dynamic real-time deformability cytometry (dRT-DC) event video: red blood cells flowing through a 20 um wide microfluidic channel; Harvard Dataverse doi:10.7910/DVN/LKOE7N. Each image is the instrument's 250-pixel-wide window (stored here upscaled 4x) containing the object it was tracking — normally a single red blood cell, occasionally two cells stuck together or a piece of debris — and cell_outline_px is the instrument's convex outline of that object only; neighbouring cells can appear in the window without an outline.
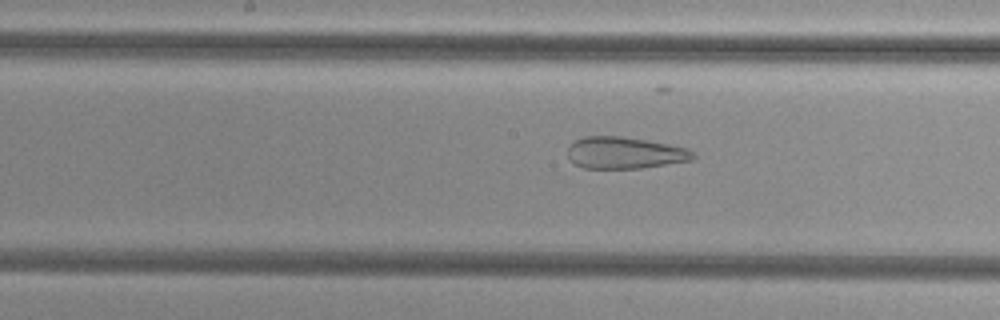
{"species": "common noctule bat (a hibernating species)", "species_latin": "Nyctalus noctula", "temperature_condition": "cold", "stored_images_in_passage": 44, "camera_frame_rate_fps": 3000, "um_per_image_px": 0.085, "animal": {"sex": "female", "body_mass_g": 29.2, "forearm_length_mm": 56.3}, "frame": {"image": 1, "passage_image": 18, "time_ms": 5.667, "image_size_px": [1000, 320], "cell_outline_px": [[696, 156], [692, 160], [640, 168], [584, 168], [572, 164], [568, 160], [568, 148], [576, 140], [584, 136], [624, 136], [648, 140], [688, 148], [696, 152]], "centroid_in_image_um": [53.1, 12.99], "position_along_channel_um": 195.1, "area_um2": 23.41}}
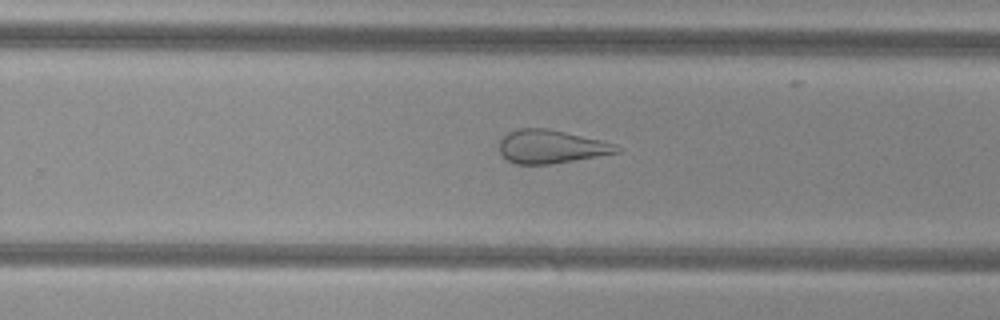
{"frame": {"image": 2, "passage_image": 25, "time_ms": 8.0, "image_size_px": [1000, 320], "cell_outline_px": [[624, 148], [620, 152], [552, 164], [516, 164], [508, 160], [500, 152], [500, 140], [508, 132], [520, 128], [548, 128], [600, 140]], "centroid_in_image_um": [46.84, 12.46], "position_along_channel_um": 283.0, "area_um2": 22.66}}
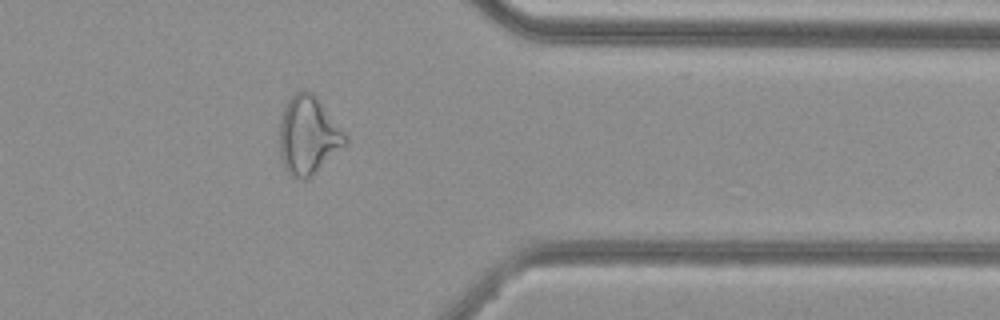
{"frame": {"image": 3, "passage_image": 34, "time_ms": 11.0, "image_size_px": [1000, 320], "cell_outline_px": [[348, 144], [308, 180], [300, 180], [292, 176], [284, 168], [280, 160], [280, 120], [284, 108], [288, 100], [296, 92], [304, 88], [312, 92], [316, 96], [348, 136]], "centroid_in_image_um": [26.22, 11.54], "position_along_channel_um": 385.2, "area_um2": 30.4}}